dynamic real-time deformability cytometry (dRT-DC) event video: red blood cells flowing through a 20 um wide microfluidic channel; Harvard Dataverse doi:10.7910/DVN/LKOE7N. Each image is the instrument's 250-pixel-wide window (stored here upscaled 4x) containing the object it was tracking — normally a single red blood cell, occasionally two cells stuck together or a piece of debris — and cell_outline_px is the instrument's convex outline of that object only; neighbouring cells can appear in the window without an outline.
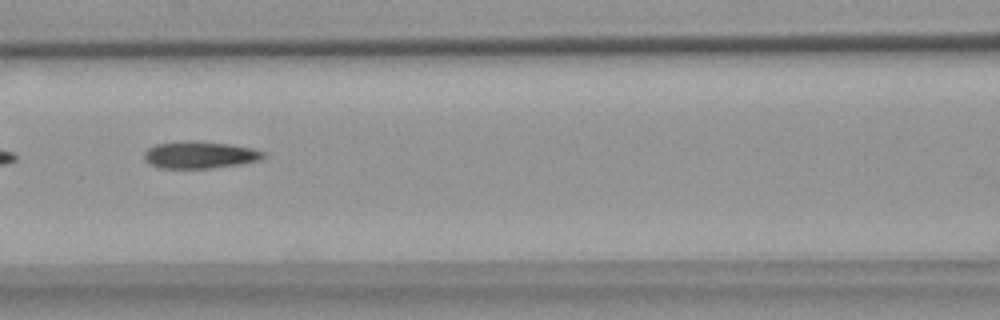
{"species": "common noctule bat (a hibernating species)", "species_latin": "Nyctalus noctula", "temperature_condition": "warm", "stored_images_in_passage": 8, "camera_frame_rate_fps": 3000, "um_per_image_px": 0.085, "animal": {"sex": "female", "body_mass_g": 18.4}, "frame": {"image": 1, "passage_image": 7, "time_ms": 7.333, "image_size_px": [1000, 320], "cell_outline_px": [[264, 156], [256, 160], [240, 164], [212, 168], [160, 168], [148, 164], [144, 160], [144, 152], [148, 148], [156, 144], [192, 140], [228, 144], [252, 148], [264, 152]], "centroid_in_image_um": [16.91, 13.17], "position_along_channel_um": 149.7, "area_um2": 18.67}}
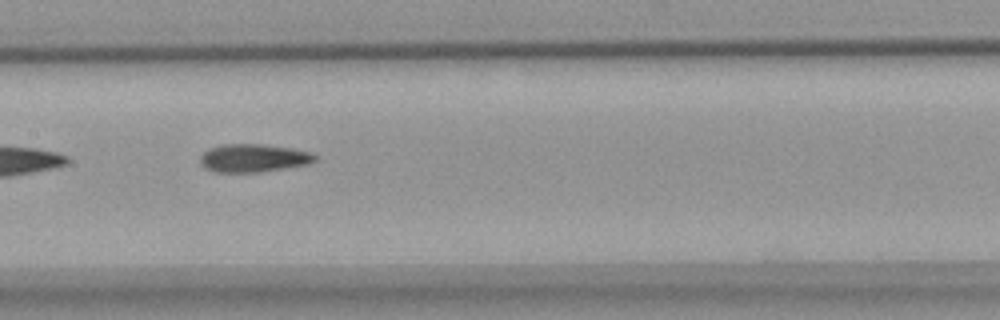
{"frame": {"image": 2, "passage_image": 8, "time_ms": 8.333, "image_size_px": [1000, 320], "cell_outline_px": [[320, 160], [308, 164], [256, 172], [216, 172], [204, 168], [200, 164], [200, 156], [208, 148], [224, 144], [260, 144], [292, 148], [312, 152], [320, 156]], "centroid_in_image_um": [21.58, 13.43], "position_along_channel_um": 185.8, "area_um2": 18.96}}